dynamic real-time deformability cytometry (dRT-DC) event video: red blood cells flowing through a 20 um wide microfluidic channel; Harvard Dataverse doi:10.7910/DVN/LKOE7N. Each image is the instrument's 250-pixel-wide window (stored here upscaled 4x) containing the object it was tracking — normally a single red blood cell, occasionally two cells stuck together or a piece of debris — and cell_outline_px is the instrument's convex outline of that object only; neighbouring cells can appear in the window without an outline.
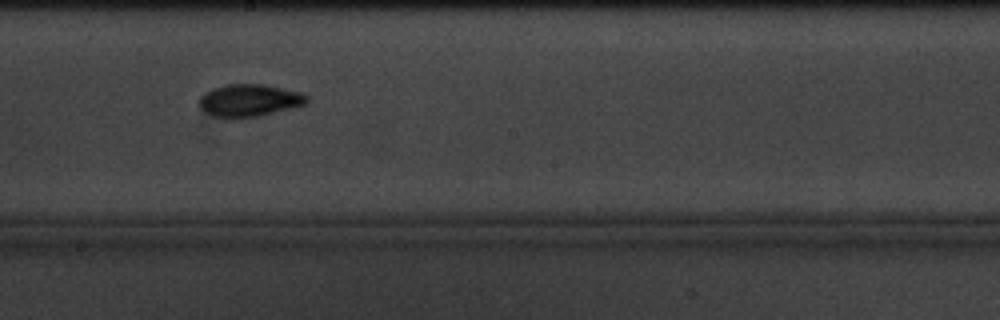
{"species": "common noctule bat (a hibernating species)", "species_latin": "Nyctalus noctula", "temperature_condition": "cold", "stored_images_in_passage": 10, "camera_frame_rate_fps": 3000, "um_per_image_px": 0.085, "animal": {"sex": "male", "body_mass_g": 20.1, "forearm_length_mm": 53.5}, "frame": {"image": 1, "passage_image": 9, "time_ms": 9.333, "image_size_px": [1000, 320], "cell_outline_px": [[308, 100], [304, 104], [256, 116], [228, 120], [204, 112], [200, 108], [200, 96], [204, 92], [212, 88], [224, 84], [264, 84], [284, 88], [300, 92], [308, 96]], "centroid_in_image_um": [21.12, 8.53], "position_along_channel_um": 227.1, "area_um2": 20.35}}
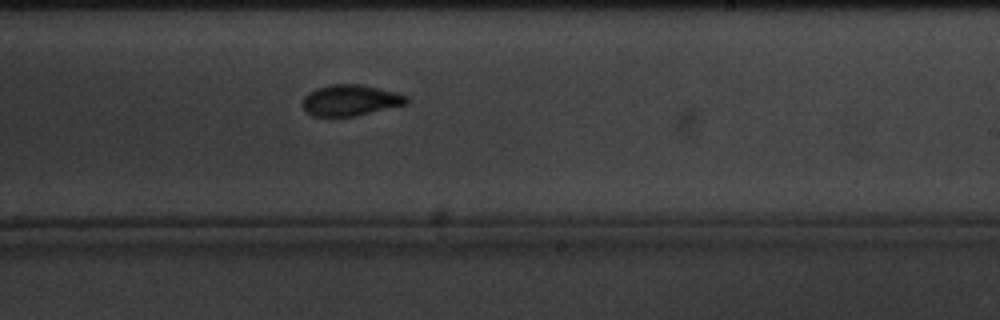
{"frame": {"image": 2, "passage_image": 10, "time_ms": 10.333, "image_size_px": [1000, 320], "cell_outline_px": [[408, 104], [356, 116], [312, 116], [304, 112], [300, 104], [304, 96], [308, 92], [316, 88], [328, 84], [360, 84], [396, 92], [408, 96]], "centroid_in_image_um": [29.74, 8.53], "position_along_channel_um": 259.3, "area_um2": 19.19}}